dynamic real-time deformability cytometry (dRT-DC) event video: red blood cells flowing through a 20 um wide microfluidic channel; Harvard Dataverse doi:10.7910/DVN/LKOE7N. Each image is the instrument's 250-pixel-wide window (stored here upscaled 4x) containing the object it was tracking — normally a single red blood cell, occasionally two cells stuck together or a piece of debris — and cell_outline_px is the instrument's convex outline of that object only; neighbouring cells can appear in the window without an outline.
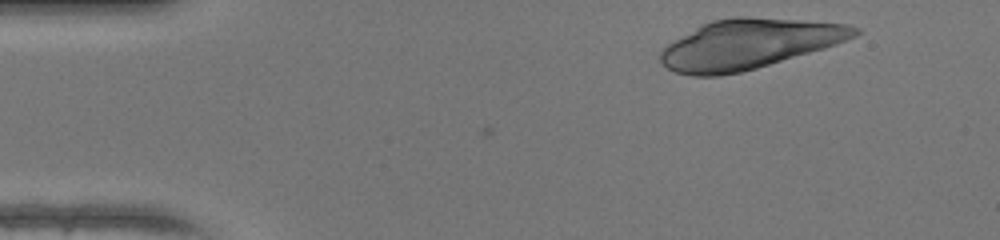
{"species": "human", "species_latin": "Homo sapiens", "temperature_condition": "warm", "stored_images_in_passage": 44, "camera_frame_rate_fps": 3000, "um_per_image_px": 0.085, "donor": {"sex": "female"}, "frame": {"image": 1, "passage_image": 2, "time_ms": 0.333, "image_size_px": [1000, 240], "cell_outline_px": [[860, 32], [856, 36], [836, 44], [824, 48], [756, 68], [740, 72], [720, 76], [692, 76], [676, 72], [668, 68], [660, 60], [660, 52], [668, 44], [696, 28], [712, 20], [736, 16], [748, 16], [848, 24], [860, 28]], "centroid_in_image_um": [63.66, 3.74], "position_along_channel_um": 21.3, "area_um2": 55.66}}